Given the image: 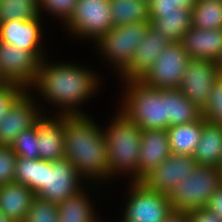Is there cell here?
<instances>
[{"mask_svg": "<svg viewBox=\"0 0 222 222\" xmlns=\"http://www.w3.org/2000/svg\"><path fill=\"white\" fill-rule=\"evenodd\" d=\"M108 193L111 195V192L101 185L88 184L77 194L57 204L59 210L58 222H105L106 219L104 218L106 216L102 213L104 207L102 203H97V201L102 198L105 202L106 196L111 197ZM98 205L102 207L99 208Z\"/></svg>", "mask_w": 222, "mask_h": 222, "instance_id": "cell-13", "label": "cell"}, {"mask_svg": "<svg viewBox=\"0 0 222 222\" xmlns=\"http://www.w3.org/2000/svg\"><path fill=\"white\" fill-rule=\"evenodd\" d=\"M190 222H222V218L207 207L188 212Z\"/></svg>", "mask_w": 222, "mask_h": 222, "instance_id": "cell-36", "label": "cell"}, {"mask_svg": "<svg viewBox=\"0 0 222 222\" xmlns=\"http://www.w3.org/2000/svg\"><path fill=\"white\" fill-rule=\"evenodd\" d=\"M112 27L110 0H78L73 14L59 30L71 42H83L91 47Z\"/></svg>", "mask_w": 222, "mask_h": 222, "instance_id": "cell-7", "label": "cell"}, {"mask_svg": "<svg viewBox=\"0 0 222 222\" xmlns=\"http://www.w3.org/2000/svg\"><path fill=\"white\" fill-rule=\"evenodd\" d=\"M45 22L41 16L30 21L17 19L1 22L0 41L29 52H49L51 43L48 41L53 37L50 34L47 35L51 29L50 25Z\"/></svg>", "mask_w": 222, "mask_h": 222, "instance_id": "cell-12", "label": "cell"}, {"mask_svg": "<svg viewBox=\"0 0 222 222\" xmlns=\"http://www.w3.org/2000/svg\"><path fill=\"white\" fill-rule=\"evenodd\" d=\"M47 160L17 157L15 183L27 186L35 195L44 187Z\"/></svg>", "mask_w": 222, "mask_h": 222, "instance_id": "cell-27", "label": "cell"}, {"mask_svg": "<svg viewBox=\"0 0 222 222\" xmlns=\"http://www.w3.org/2000/svg\"><path fill=\"white\" fill-rule=\"evenodd\" d=\"M190 59L180 41L170 42L139 80L156 89H178Z\"/></svg>", "mask_w": 222, "mask_h": 222, "instance_id": "cell-9", "label": "cell"}, {"mask_svg": "<svg viewBox=\"0 0 222 222\" xmlns=\"http://www.w3.org/2000/svg\"><path fill=\"white\" fill-rule=\"evenodd\" d=\"M42 114L35 97L25 90L11 104L0 122V145L11 146L16 137L35 125Z\"/></svg>", "mask_w": 222, "mask_h": 222, "instance_id": "cell-15", "label": "cell"}, {"mask_svg": "<svg viewBox=\"0 0 222 222\" xmlns=\"http://www.w3.org/2000/svg\"><path fill=\"white\" fill-rule=\"evenodd\" d=\"M150 25V22H140L114 26L88 48L93 49V56L100 60L102 69L108 68L105 70L107 74L110 72L112 79H116L129 66L135 49L146 37Z\"/></svg>", "mask_w": 222, "mask_h": 222, "instance_id": "cell-5", "label": "cell"}, {"mask_svg": "<svg viewBox=\"0 0 222 222\" xmlns=\"http://www.w3.org/2000/svg\"><path fill=\"white\" fill-rule=\"evenodd\" d=\"M113 26L151 22L150 2L144 0H110Z\"/></svg>", "mask_w": 222, "mask_h": 222, "instance_id": "cell-26", "label": "cell"}, {"mask_svg": "<svg viewBox=\"0 0 222 222\" xmlns=\"http://www.w3.org/2000/svg\"><path fill=\"white\" fill-rule=\"evenodd\" d=\"M198 165L193 156L171 153L159 166L146 174L140 182L147 189L168 196L179 182L195 171Z\"/></svg>", "mask_w": 222, "mask_h": 222, "instance_id": "cell-16", "label": "cell"}, {"mask_svg": "<svg viewBox=\"0 0 222 222\" xmlns=\"http://www.w3.org/2000/svg\"><path fill=\"white\" fill-rule=\"evenodd\" d=\"M177 4L171 0H151L150 13H170L178 12Z\"/></svg>", "mask_w": 222, "mask_h": 222, "instance_id": "cell-37", "label": "cell"}, {"mask_svg": "<svg viewBox=\"0 0 222 222\" xmlns=\"http://www.w3.org/2000/svg\"><path fill=\"white\" fill-rule=\"evenodd\" d=\"M193 28H222V0H196L191 10Z\"/></svg>", "mask_w": 222, "mask_h": 222, "instance_id": "cell-28", "label": "cell"}, {"mask_svg": "<svg viewBox=\"0 0 222 222\" xmlns=\"http://www.w3.org/2000/svg\"><path fill=\"white\" fill-rule=\"evenodd\" d=\"M39 159L56 161L65 158L63 115L42 114L37 120Z\"/></svg>", "mask_w": 222, "mask_h": 222, "instance_id": "cell-18", "label": "cell"}, {"mask_svg": "<svg viewBox=\"0 0 222 222\" xmlns=\"http://www.w3.org/2000/svg\"><path fill=\"white\" fill-rule=\"evenodd\" d=\"M220 75L217 62L191 58L178 89L202 110L209 100L212 85Z\"/></svg>", "mask_w": 222, "mask_h": 222, "instance_id": "cell-14", "label": "cell"}, {"mask_svg": "<svg viewBox=\"0 0 222 222\" xmlns=\"http://www.w3.org/2000/svg\"><path fill=\"white\" fill-rule=\"evenodd\" d=\"M222 127L203 118L201 139L194 151L193 158L199 165L221 168Z\"/></svg>", "mask_w": 222, "mask_h": 222, "instance_id": "cell-22", "label": "cell"}, {"mask_svg": "<svg viewBox=\"0 0 222 222\" xmlns=\"http://www.w3.org/2000/svg\"><path fill=\"white\" fill-rule=\"evenodd\" d=\"M203 117L188 124L167 128L170 150L172 154L193 156L201 139Z\"/></svg>", "mask_w": 222, "mask_h": 222, "instance_id": "cell-23", "label": "cell"}, {"mask_svg": "<svg viewBox=\"0 0 222 222\" xmlns=\"http://www.w3.org/2000/svg\"><path fill=\"white\" fill-rule=\"evenodd\" d=\"M25 91L18 84L8 83L0 89V122L11 104Z\"/></svg>", "mask_w": 222, "mask_h": 222, "instance_id": "cell-35", "label": "cell"}, {"mask_svg": "<svg viewBox=\"0 0 222 222\" xmlns=\"http://www.w3.org/2000/svg\"><path fill=\"white\" fill-rule=\"evenodd\" d=\"M94 117L91 113L63 115L65 158L89 184L101 185L114 194L117 190L111 188L103 123Z\"/></svg>", "mask_w": 222, "mask_h": 222, "instance_id": "cell-2", "label": "cell"}, {"mask_svg": "<svg viewBox=\"0 0 222 222\" xmlns=\"http://www.w3.org/2000/svg\"><path fill=\"white\" fill-rule=\"evenodd\" d=\"M207 208L222 218V186L211 197Z\"/></svg>", "mask_w": 222, "mask_h": 222, "instance_id": "cell-38", "label": "cell"}, {"mask_svg": "<svg viewBox=\"0 0 222 222\" xmlns=\"http://www.w3.org/2000/svg\"><path fill=\"white\" fill-rule=\"evenodd\" d=\"M217 66L220 71V74L222 75V54H221L219 60L217 61Z\"/></svg>", "mask_w": 222, "mask_h": 222, "instance_id": "cell-42", "label": "cell"}, {"mask_svg": "<svg viewBox=\"0 0 222 222\" xmlns=\"http://www.w3.org/2000/svg\"><path fill=\"white\" fill-rule=\"evenodd\" d=\"M170 42L150 25L146 37L135 49L129 66L116 78V81L139 80L152 67L159 54Z\"/></svg>", "mask_w": 222, "mask_h": 222, "instance_id": "cell-17", "label": "cell"}, {"mask_svg": "<svg viewBox=\"0 0 222 222\" xmlns=\"http://www.w3.org/2000/svg\"><path fill=\"white\" fill-rule=\"evenodd\" d=\"M51 52H29L0 41V73L8 83L28 90L35 82L40 63Z\"/></svg>", "mask_w": 222, "mask_h": 222, "instance_id": "cell-10", "label": "cell"}, {"mask_svg": "<svg viewBox=\"0 0 222 222\" xmlns=\"http://www.w3.org/2000/svg\"><path fill=\"white\" fill-rule=\"evenodd\" d=\"M11 147L14 149L17 157L29 160L39 159L37 122L31 128L21 132Z\"/></svg>", "mask_w": 222, "mask_h": 222, "instance_id": "cell-31", "label": "cell"}, {"mask_svg": "<svg viewBox=\"0 0 222 222\" xmlns=\"http://www.w3.org/2000/svg\"><path fill=\"white\" fill-rule=\"evenodd\" d=\"M119 188L123 202L119 213L113 214H118V222H164L172 211L167 195L147 189L140 181L125 182Z\"/></svg>", "mask_w": 222, "mask_h": 222, "instance_id": "cell-6", "label": "cell"}, {"mask_svg": "<svg viewBox=\"0 0 222 222\" xmlns=\"http://www.w3.org/2000/svg\"><path fill=\"white\" fill-rule=\"evenodd\" d=\"M116 85L119 89L114 93V105L121 112L142 130H167V89L152 88L140 80L119 81Z\"/></svg>", "mask_w": 222, "mask_h": 222, "instance_id": "cell-4", "label": "cell"}, {"mask_svg": "<svg viewBox=\"0 0 222 222\" xmlns=\"http://www.w3.org/2000/svg\"><path fill=\"white\" fill-rule=\"evenodd\" d=\"M202 111L179 89H167V125L169 127L197 121Z\"/></svg>", "mask_w": 222, "mask_h": 222, "instance_id": "cell-25", "label": "cell"}, {"mask_svg": "<svg viewBox=\"0 0 222 222\" xmlns=\"http://www.w3.org/2000/svg\"><path fill=\"white\" fill-rule=\"evenodd\" d=\"M8 84L7 80L0 73V89Z\"/></svg>", "mask_w": 222, "mask_h": 222, "instance_id": "cell-41", "label": "cell"}, {"mask_svg": "<svg viewBox=\"0 0 222 222\" xmlns=\"http://www.w3.org/2000/svg\"><path fill=\"white\" fill-rule=\"evenodd\" d=\"M170 154L167 130H142L139 154V181L166 160Z\"/></svg>", "mask_w": 222, "mask_h": 222, "instance_id": "cell-20", "label": "cell"}, {"mask_svg": "<svg viewBox=\"0 0 222 222\" xmlns=\"http://www.w3.org/2000/svg\"><path fill=\"white\" fill-rule=\"evenodd\" d=\"M222 186V168L198 165L168 195L172 210L190 212L207 207L211 197Z\"/></svg>", "mask_w": 222, "mask_h": 222, "instance_id": "cell-8", "label": "cell"}, {"mask_svg": "<svg viewBox=\"0 0 222 222\" xmlns=\"http://www.w3.org/2000/svg\"><path fill=\"white\" fill-rule=\"evenodd\" d=\"M59 210L56 203H51L35 196L31 202L25 222H58Z\"/></svg>", "mask_w": 222, "mask_h": 222, "instance_id": "cell-32", "label": "cell"}, {"mask_svg": "<svg viewBox=\"0 0 222 222\" xmlns=\"http://www.w3.org/2000/svg\"><path fill=\"white\" fill-rule=\"evenodd\" d=\"M39 17L38 0H0V23L17 19L30 21Z\"/></svg>", "mask_w": 222, "mask_h": 222, "instance_id": "cell-29", "label": "cell"}, {"mask_svg": "<svg viewBox=\"0 0 222 222\" xmlns=\"http://www.w3.org/2000/svg\"><path fill=\"white\" fill-rule=\"evenodd\" d=\"M173 3L177 4L179 8L192 10L196 0H171Z\"/></svg>", "mask_w": 222, "mask_h": 222, "instance_id": "cell-40", "label": "cell"}, {"mask_svg": "<svg viewBox=\"0 0 222 222\" xmlns=\"http://www.w3.org/2000/svg\"><path fill=\"white\" fill-rule=\"evenodd\" d=\"M105 222H118V221H116V219H114V218L113 219H107L106 218Z\"/></svg>", "mask_w": 222, "mask_h": 222, "instance_id": "cell-44", "label": "cell"}, {"mask_svg": "<svg viewBox=\"0 0 222 222\" xmlns=\"http://www.w3.org/2000/svg\"><path fill=\"white\" fill-rule=\"evenodd\" d=\"M0 222H11L4 214L0 212Z\"/></svg>", "mask_w": 222, "mask_h": 222, "instance_id": "cell-43", "label": "cell"}, {"mask_svg": "<svg viewBox=\"0 0 222 222\" xmlns=\"http://www.w3.org/2000/svg\"><path fill=\"white\" fill-rule=\"evenodd\" d=\"M180 42L190 58L217 62L222 54V28L206 30L191 27Z\"/></svg>", "mask_w": 222, "mask_h": 222, "instance_id": "cell-19", "label": "cell"}, {"mask_svg": "<svg viewBox=\"0 0 222 222\" xmlns=\"http://www.w3.org/2000/svg\"><path fill=\"white\" fill-rule=\"evenodd\" d=\"M88 184L66 158L47 161L44 187L35 196L59 204L80 192Z\"/></svg>", "mask_w": 222, "mask_h": 222, "instance_id": "cell-11", "label": "cell"}, {"mask_svg": "<svg viewBox=\"0 0 222 222\" xmlns=\"http://www.w3.org/2000/svg\"><path fill=\"white\" fill-rule=\"evenodd\" d=\"M58 56L60 57L51 53L41 61L37 78L28 91L35 97L43 114L94 113L86 108L97 96L101 98V93L108 89L105 85L108 84L106 74H102L105 73L104 70L100 71L93 63L90 66L88 60L84 64L81 60H71L73 56L67 58L64 54L61 60Z\"/></svg>", "mask_w": 222, "mask_h": 222, "instance_id": "cell-1", "label": "cell"}, {"mask_svg": "<svg viewBox=\"0 0 222 222\" xmlns=\"http://www.w3.org/2000/svg\"><path fill=\"white\" fill-rule=\"evenodd\" d=\"M164 222H190L189 214L185 211L172 210Z\"/></svg>", "mask_w": 222, "mask_h": 222, "instance_id": "cell-39", "label": "cell"}, {"mask_svg": "<svg viewBox=\"0 0 222 222\" xmlns=\"http://www.w3.org/2000/svg\"><path fill=\"white\" fill-rule=\"evenodd\" d=\"M35 194L25 185L8 183L0 186V212L11 222H25Z\"/></svg>", "mask_w": 222, "mask_h": 222, "instance_id": "cell-21", "label": "cell"}, {"mask_svg": "<svg viewBox=\"0 0 222 222\" xmlns=\"http://www.w3.org/2000/svg\"><path fill=\"white\" fill-rule=\"evenodd\" d=\"M151 26L171 42L180 41L192 27L191 10L178 8V12L150 13Z\"/></svg>", "mask_w": 222, "mask_h": 222, "instance_id": "cell-24", "label": "cell"}, {"mask_svg": "<svg viewBox=\"0 0 222 222\" xmlns=\"http://www.w3.org/2000/svg\"><path fill=\"white\" fill-rule=\"evenodd\" d=\"M110 110H113L111 116L107 114V118L103 117L101 121L104 123L103 133L107 142L111 187L113 188L112 184L118 185V180L119 184H123V181H139L142 129L114 104Z\"/></svg>", "mask_w": 222, "mask_h": 222, "instance_id": "cell-3", "label": "cell"}, {"mask_svg": "<svg viewBox=\"0 0 222 222\" xmlns=\"http://www.w3.org/2000/svg\"><path fill=\"white\" fill-rule=\"evenodd\" d=\"M17 155L11 146L0 145V186L13 183Z\"/></svg>", "mask_w": 222, "mask_h": 222, "instance_id": "cell-34", "label": "cell"}, {"mask_svg": "<svg viewBox=\"0 0 222 222\" xmlns=\"http://www.w3.org/2000/svg\"><path fill=\"white\" fill-rule=\"evenodd\" d=\"M201 111L206 121L222 127V75L212 85L209 100Z\"/></svg>", "mask_w": 222, "mask_h": 222, "instance_id": "cell-33", "label": "cell"}, {"mask_svg": "<svg viewBox=\"0 0 222 222\" xmlns=\"http://www.w3.org/2000/svg\"><path fill=\"white\" fill-rule=\"evenodd\" d=\"M39 1V15L46 21V23H57L58 26H63L73 10L77 6L78 0H38ZM51 20L48 21L47 20ZM51 18V19H50ZM55 19V20H54ZM54 20V21H53Z\"/></svg>", "mask_w": 222, "mask_h": 222, "instance_id": "cell-30", "label": "cell"}]
</instances>
